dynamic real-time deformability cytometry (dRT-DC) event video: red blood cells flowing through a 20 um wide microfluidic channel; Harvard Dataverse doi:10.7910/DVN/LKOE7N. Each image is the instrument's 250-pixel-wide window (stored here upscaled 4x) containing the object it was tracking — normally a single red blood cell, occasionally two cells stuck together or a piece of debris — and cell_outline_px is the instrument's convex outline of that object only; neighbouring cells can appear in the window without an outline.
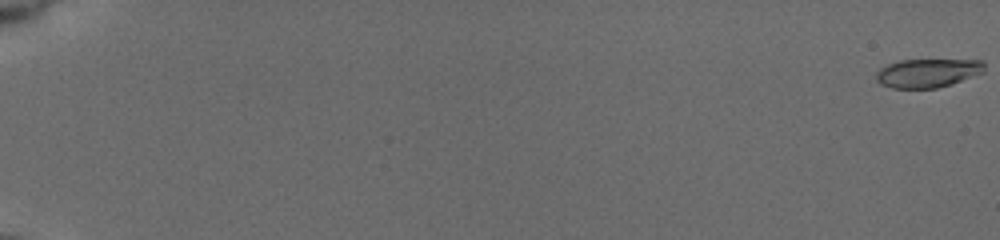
{"species": "common noctule bat (a hibernating species)", "species_latin": "Nyctalus noctula", "temperature_condition": "cold", "stored_images_in_passage": 24, "camera_frame_rate_fps": 3000, "um_per_image_px": 0.085, "animal": {"sex": "female", "body_mass_g": 19.5, "forearm_length_mm": 54.1}, "frame": {"image": 1, "passage_image": 1, "time_ms": 0.0, "image_size_px": [1000, 240], "cell_outline_px": [[984, 72], [952, 84], [936, 88], [892, 88], [880, 84], [876, 80], [876, 72], [880, 68], [888, 64], [900, 60], [984, 60]], "centroid_in_image_um": [78.84, 6.21], "position_along_channel_um": 6.2, "area_um2": 18.15}}
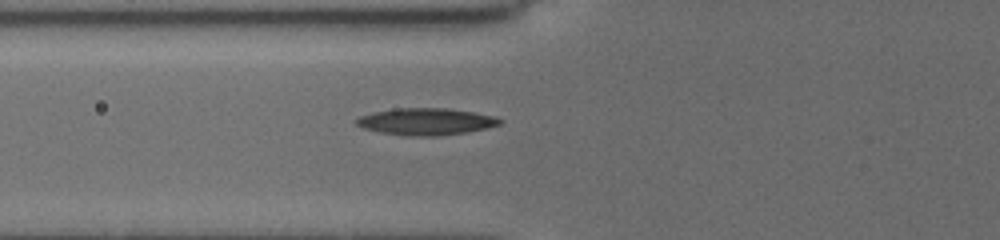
{"frame": {"image": 2, "passage_image": 14, "time_ms": 8.0, "image_size_px": [1000, 240], "cell_outline_px": [[504, 120], [500, 124], [468, 132], [436, 136], [404, 136], [380, 132], [364, 128], [356, 124], [356, 120], [360, 116], [372, 112], [396, 108], [448, 108], [496, 116]], "centroid_in_image_um": [36.21, 10.33], "position_along_channel_um": 89.6, "area_um2": 22.48}}
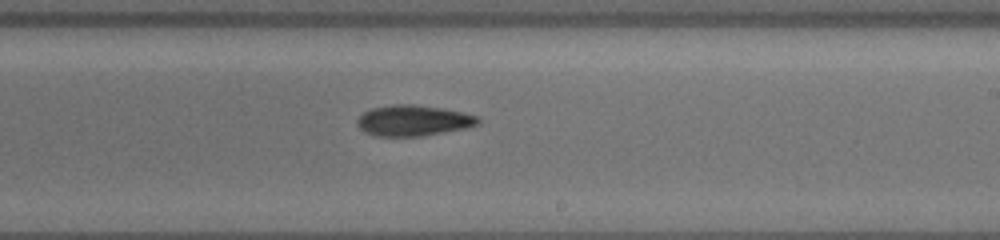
{"frame": {"image": 3, "passage_image": 24, "time_ms": 12.333, "image_size_px": [1000, 240], "cell_outline_px": [[480, 120], [476, 124], [464, 128], [420, 136], [376, 136], [360, 128], [356, 124], [356, 120], [364, 112], [372, 108], [392, 104], [416, 104], [444, 108], [480, 116]], "centroid_in_image_um": [35.12, 10.22], "position_along_channel_um": 253.9, "area_um2": 21.56}}